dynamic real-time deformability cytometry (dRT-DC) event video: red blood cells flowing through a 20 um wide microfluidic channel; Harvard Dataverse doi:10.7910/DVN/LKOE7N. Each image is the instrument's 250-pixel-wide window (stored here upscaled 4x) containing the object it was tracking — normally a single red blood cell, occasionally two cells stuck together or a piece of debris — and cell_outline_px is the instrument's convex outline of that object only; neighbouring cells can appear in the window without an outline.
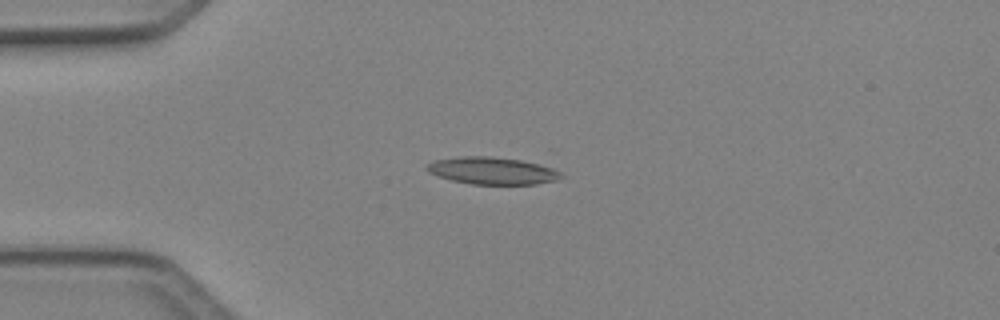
{"species": "Egyptian fruit bat (a non-hibernating species)", "species_latin": "Rousettus aegyptiacus", "temperature_condition": "cold", "stored_images_in_passage": 6, "camera_frame_rate_fps": 3000, "um_per_image_px": 0.085, "animal": {"sex": "female"}, "frame": {"image": 1, "passage_image": 4, "time_ms": 1.0, "image_size_px": [1000, 320], "cell_outline_px": [[564, 176], [556, 180], [536, 184], [472, 184], [452, 180], [428, 172], [424, 168], [432, 160], [460, 156], [492, 156], [520, 160], [552, 168], [560, 172]], "centroid_in_image_um": [41.8, 14.5], "position_along_channel_um": 43.2, "area_um2": 21.15}}
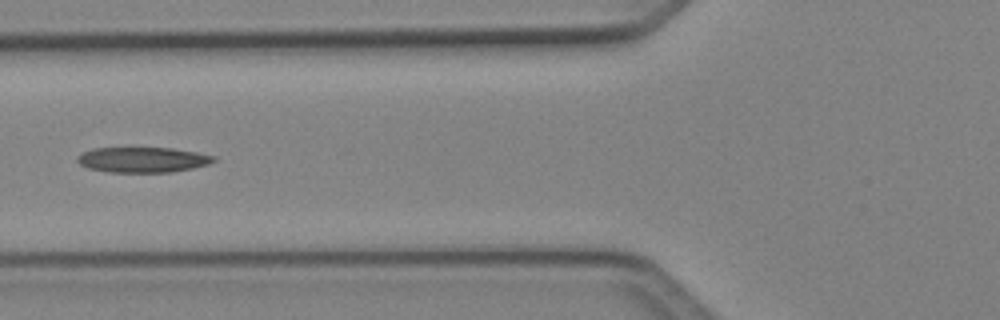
{"frame": {"image": 2, "passage_image": 6, "time_ms": 1.667, "image_size_px": [1000, 320], "cell_outline_px": [[216, 160], [208, 164], [192, 168], [172, 172], [108, 172], [88, 168], [80, 164], [76, 160], [76, 156], [92, 148], [172, 148], [196, 152], [216, 156]], "centroid_in_image_um": [12.12, 13.58], "position_along_channel_um": 113.7, "area_um2": 20.11}}